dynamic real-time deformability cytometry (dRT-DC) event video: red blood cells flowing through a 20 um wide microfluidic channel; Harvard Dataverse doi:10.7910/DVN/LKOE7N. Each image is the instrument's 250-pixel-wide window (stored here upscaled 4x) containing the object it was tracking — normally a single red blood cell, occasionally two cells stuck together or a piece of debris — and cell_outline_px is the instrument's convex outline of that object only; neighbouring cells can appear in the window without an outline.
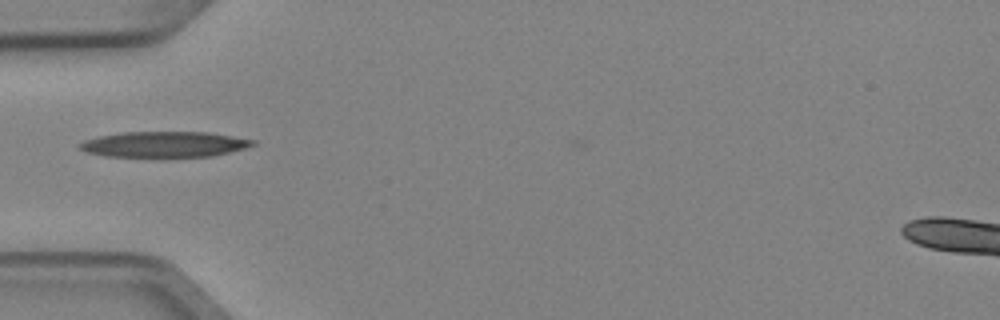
{"species": "Egyptian fruit bat (a non-hibernating species)", "species_latin": "Rousettus aegyptiacus", "temperature_condition": "cold", "stored_images_in_passage": 2, "camera_frame_rate_fps": 3000, "um_per_image_px": 0.085, "animal": {"sex": "female"}, "frame": {"image": 1, "passage_image": 2, "time_ms": 0.333, "image_size_px": [1000, 320], "cell_outline_px": [[256, 144], [244, 148], [212, 156], [104, 156], [88, 152], [80, 148], [76, 144], [84, 140], [100, 136], [124, 132], [208, 132], [256, 140]], "centroid_in_image_um": [13.96, 12.26], "position_along_channel_um": 71.0, "area_um2": 25.55}}